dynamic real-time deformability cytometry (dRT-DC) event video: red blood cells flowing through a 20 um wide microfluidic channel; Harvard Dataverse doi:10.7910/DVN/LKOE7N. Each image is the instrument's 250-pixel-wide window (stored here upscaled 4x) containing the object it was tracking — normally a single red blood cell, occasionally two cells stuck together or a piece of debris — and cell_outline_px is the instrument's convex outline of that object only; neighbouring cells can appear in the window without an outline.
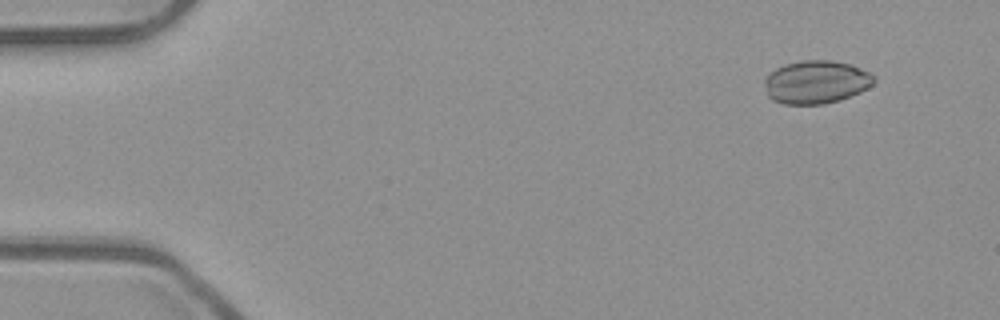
{"species": "common noctule bat (a hibernating species)", "species_latin": "Nyctalus noctula", "temperature_condition": "room temperature", "stored_images_in_passage": 10, "camera_frame_rate_fps": 3000, "um_per_image_px": 0.085, "animal": {"sex": "male", "body_mass_g": 23.1, "forearm_length_mm": 52.7}, "frame": {"image": 1, "passage_image": 2, "time_ms": 0.333, "image_size_px": [1000, 320], "cell_outline_px": [[876, 80], [868, 88], [860, 92], [824, 104], [784, 104], [772, 100], [768, 96], [764, 84], [764, 80], [768, 72], [784, 64], [800, 60], [832, 60], [848, 64], [860, 68], [876, 76]], "centroid_in_image_um": [69.33, 6.96], "position_along_channel_um": 15.7, "area_um2": 27.57}}